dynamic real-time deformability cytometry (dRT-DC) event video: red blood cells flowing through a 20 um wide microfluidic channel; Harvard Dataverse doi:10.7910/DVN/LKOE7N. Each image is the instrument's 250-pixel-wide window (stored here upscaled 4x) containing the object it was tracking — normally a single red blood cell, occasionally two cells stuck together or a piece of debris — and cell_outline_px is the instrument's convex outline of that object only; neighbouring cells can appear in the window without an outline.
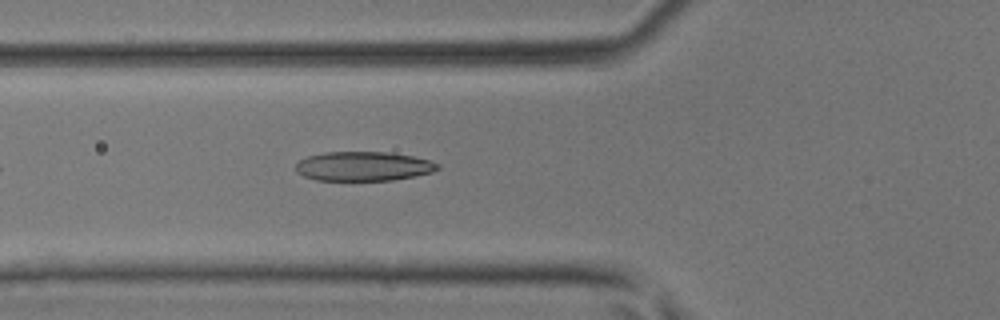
{"species": "common noctule bat (a hibernating species)", "species_latin": "Nyctalus noctula", "temperature_condition": "room temperature", "stored_images_in_passage": 17, "camera_frame_rate_fps": 3000, "um_per_image_px": 0.085, "animal": {"sex": "male", "body_mass_g": 17.9, "forearm_length_mm": 54.2}, "frame": {"image": 1, "passage_image": 6, "time_ms": 1.667, "image_size_px": [1000, 320], "cell_outline_px": [[440, 168], [432, 172], [392, 180], [316, 180], [304, 176], [296, 172], [296, 164], [300, 160], [308, 156], [324, 152], [388, 152], [412, 156], [428, 160], [440, 164]], "centroid_in_image_um": [30.87, 14.13], "position_along_channel_um": 94.9, "area_um2": 24.1}}
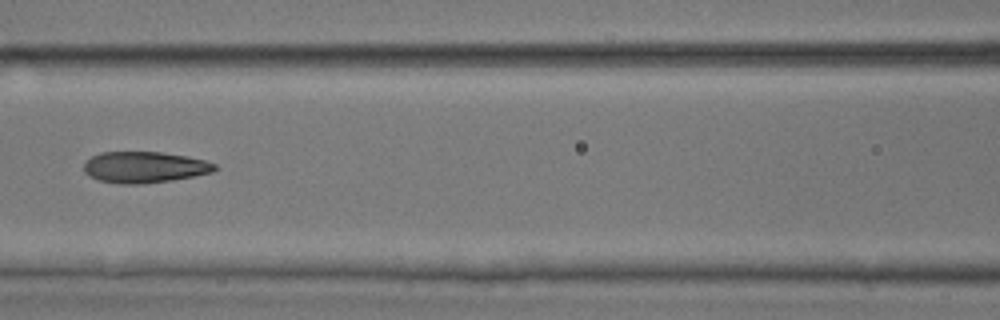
{"frame": {"image": 2, "passage_image": 10, "time_ms": 3.0, "image_size_px": [1000, 320], "cell_outline_px": [[216, 168], [212, 172], [172, 180], [140, 184], [120, 184], [100, 180], [88, 176], [84, 172], [84, 164], [92, 156], [100, 152], [160, 152], [188, 156], [204, 160], [216, 164]], "centroid_in_image_um": [12.26, 14.21], "position_along_channel_um": 154.3, "area_um2": 23.7}}